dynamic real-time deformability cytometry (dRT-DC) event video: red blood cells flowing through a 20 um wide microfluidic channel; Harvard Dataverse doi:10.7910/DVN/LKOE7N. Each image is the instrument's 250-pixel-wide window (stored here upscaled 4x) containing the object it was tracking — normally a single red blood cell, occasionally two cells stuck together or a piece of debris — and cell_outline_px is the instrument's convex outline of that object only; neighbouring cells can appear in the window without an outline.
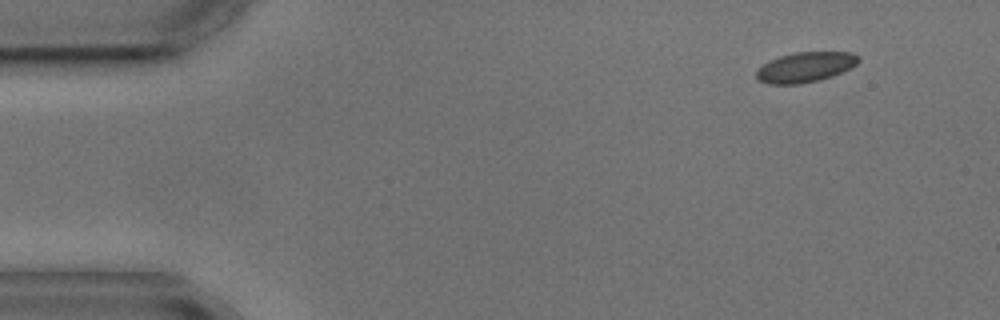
{"species": "common noctule bat (a hibernating species)", "species_latin": "Nyctalus noctula", "temperature_condition": "cold", "stored_images_in_passage": 5, "camera_frame_rate_fps": 3000, "um_per_image_px": 0.085, "animal": {"sex": "male", "body_mass_g": 17.9, "forearm_length_mm": 54.2}, "frame": {"image": 1, "passage_image": 1, "time_ms": 0.0, "image_size_px": [1000, 320], "cell_outline_px": [[860, 60], [856, 64], [832, 76], [820, 80], [800, 84], [768, 84], [756, 80], [756, 72], [768, 60], [780, 56], [796, 52], [852, 52], [860, 56]], "centroid_in_image_um": [68.43, 5.71], "position_along_channel_um": 16.6, "area_um2": 17.92}}
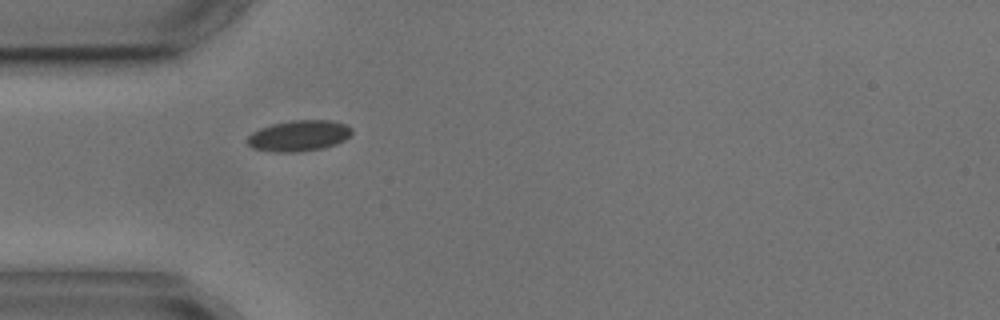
{"frame": {"image": 2, "passage_image": 4, "time_ms": 3.667, "image_size_px": [1000, 320], "cell_outline_px": [[352, 132], [344, 140], [336, 144], [324, 148], [296, 152], [272, 152], [252, 148], [244, 140], [252, 132], [260, 128], [272, 124], [292, 120], [328, 120], [344, 124], [352, 128]], "centroid_in_image_um": [25.36, 11.54], "position_along_channel_um": 59.6, "area_um2": 18.9}}